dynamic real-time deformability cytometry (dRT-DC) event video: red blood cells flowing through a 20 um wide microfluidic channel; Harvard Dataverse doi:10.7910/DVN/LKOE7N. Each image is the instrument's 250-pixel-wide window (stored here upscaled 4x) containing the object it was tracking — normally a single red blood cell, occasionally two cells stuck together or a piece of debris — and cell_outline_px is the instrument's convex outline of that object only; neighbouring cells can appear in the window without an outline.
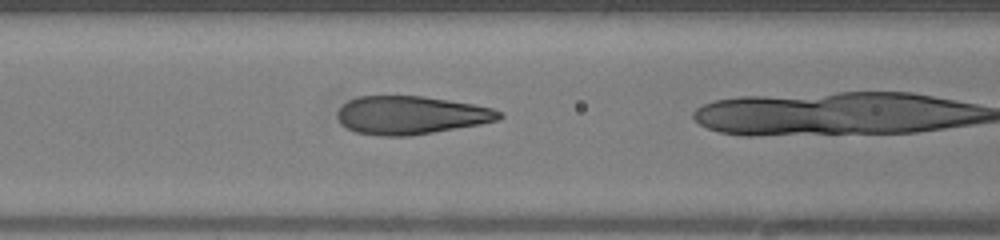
{"species": "human", "species_latin": "Homo sapiens", "temperature_condition": "warm", "stored_images_in_passage": 34, "camera_frame_rate_fps": 3000, "um_per_image_px": 0.085, "donor": {"sex": "female"}, "frame": {"image": 1, "passage_image": 15, "time_ms": 4.667, "image_size_px": [1000, 240], "cell_outline_px": [[504, 116], [496, 120], [480, 124], [408, 136], [380, 136], [356, 132], [340, 124], [336, 116], [336, 112], [348, 100], [356, 96], [424, 96], [472, 104], [492, 108], [500, 112]], "centroid_in_image_um": [34.87, 9.78], "position_along_channel_um": 131.7, "area_um2": 35.89}}
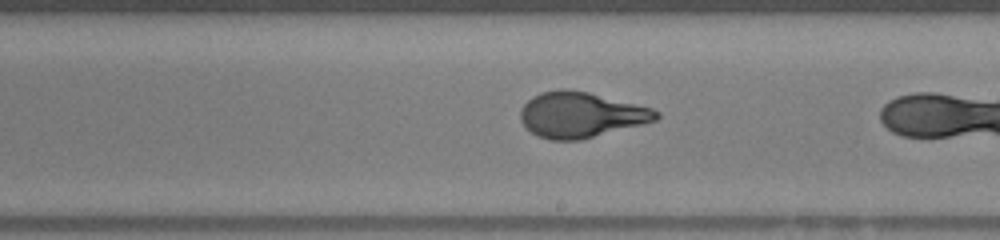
{"frame": {"image": 2, "passage_image": 23, "time_ms": 7.333, "image_size_px": [1000, 240], "cell_outline_px": [[660, 116], [656, 120], [580, 140], [552, 140], [540, 136], [532, 132], [520, 120], [520, 112], [524, 104], [532, 96], [540, 92], [588, 92], [652, 108], [660, 112]], "centroid_in_image_um": [49.39, 9.78], "position_along_channel_um": 239.6, "area_um2": 34.91}}
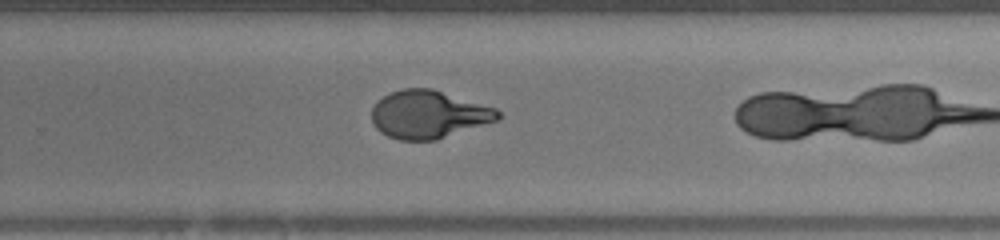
{"frame": {"image": 3, "passage_image": 27, "time_ms": 8.667, "image_size_px": [1000, 240], "cell_outline_px": [[500, 120], [436, 140], [400, 140], [388, 136], [380, 132], [376, 128], [372, 120], [372, 108], [388, 92], [404, 88], [432, 88], [496, 108], [500, 112]], "centroid_in_image_um": [36.45, 9.73], "position_along_channel_um": 293.4, "area_um2": 35.32}}